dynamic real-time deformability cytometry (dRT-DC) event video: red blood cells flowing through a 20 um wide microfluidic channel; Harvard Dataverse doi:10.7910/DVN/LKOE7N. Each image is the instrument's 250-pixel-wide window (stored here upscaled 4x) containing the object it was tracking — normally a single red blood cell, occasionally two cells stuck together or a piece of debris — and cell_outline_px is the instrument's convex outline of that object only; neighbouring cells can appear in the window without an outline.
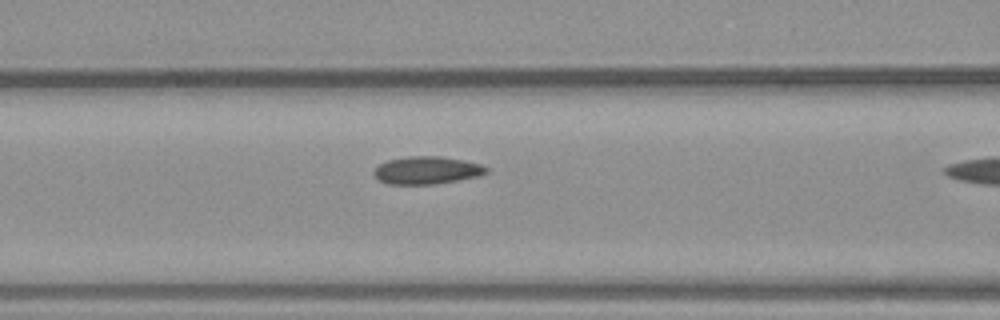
{"species": "common noctule bat (a hibernating species)", "species_latin": "Nyctalus noctula", "temperature_condition": "warm", "stored_images_in_passage": 9, "camera_frame_rate_fps": 3000, "um_per_image_px": 0.085, "animal": {"sex": "male", "body_mass_g": 23.1, "forearm_length_mm": 52.7}, "frame": {"image": 1, "passage_image": 8, "time_ms": 2.333, "image_size_px": [1000, 320], "cell_outline_px": [[488, 172], [480, 176], [460, 180], [436, 184], [388, 184], [380, 180], [372, 172], [380, 164], [388, 160], [408, 156], [440, 156], [464, 160], [480, 164], [488, 168]], "centroid_in_image_um": [36.32, 14.47], "position_along_channel_um": 130.3, "area_um2": 18.15}}